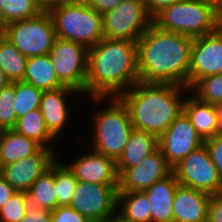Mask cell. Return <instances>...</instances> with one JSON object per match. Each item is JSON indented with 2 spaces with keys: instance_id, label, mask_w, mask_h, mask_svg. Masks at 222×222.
<instances>
[{
  "instance_id": "obj_7",
  "label": "cell",
  "mask_w": 222,
  "mask_h": 222,
  "mask_svg": "<svg viewBox=\"0 0 222 222\" xmlns=\"http://www.w3.org/2000/svg\"><path fill=\"white\" fill-rule=\"evenodd\" d=\"M4 37L27 58L46 55L56 39L52 16L43 10L36 17L9 22Z\"/></svg>"
},
{
  "instance_id": "obj_36",
  "label": "cell",
  "mask_w": 222,
  "mask_h": 222,
  "mask_svg": "<svg viewBox=\"0 0 222 222\" xmlns=\"http://www.w3.org/2000/svg\"><path fill=\"white\" fill-rule=\"evenodd\" d=\"M19 222H51V211L29 205L26 214Z\"/></svg>"
},
{
  "instance_id": "obj_14",
  "label": "cell",
  "mask_w": 222,
  "mask_h": 222,
  "mask_svg": "<svg viewBox=\"0 0 222 222\" xmlns=\"http://www.w3.org/2000/svg\"><path fill=\"white\" fill-rule=\"evenodd\" d=\"M117 170L119 173L118 192L144 191L173 172V168L159 148L139 165Z\"/></svg>"
},
{
  "instance_id": "obj_27",
  "label": "cell",
  "mask_w": 222,
  "mask_h": 222,
  "mask_svg": "<svg viewBox=\"0 0 222 222\" xmlns=\"http://www.w3.org/2000/svg\"><path fill=\"white\" fill-rule=\"evenodd\" d=\"M28 58L6 37H0V68L10 82L23 81Z\"/></svg>"
},
{
  "instance_id": "obj_31",
  "label": "cell",
  "mask_w": 222,
  "mask_h": 222,
  "mask_svg": "<svg viewBox=\"0 0 222 222\" xmlns=\"http://www.w3.org/2000/svg\"><path fill=\"white\" fill-rule=\"evenodd\" d=\"M193 95L202 102L222 104V73L200 78L191 88Z\"/></svg>"
},
{
  "instance_id": "obj_17",
  "label": "cell",
  "mask_w": 222,
  "mask_h": 222,
  "mask_svg": "<svg viewBox=\"0 0 222 222\" xmlns=\"http://www.w3.org/2000/svg\"><path fill=\"white\" fill-rule=\"evenodd\" d=\"M210 196L178 184L173 198V222H207Z\"/></svg>"
},
{
  "instance_id": "obj_21",
  "label": "cell",
  "mask_w": 222,
  "mask_h": 222,
  "mask_svg": "<svg viewBox=\"0 0 222 222\" xmlns=\"http://www.w3.org/2000/svg\"><path fill=\"white\" fill-rule=\"evenodd\" d=\"M43 146L13 129L0 132V167L15 163L38 153Z\"/></svg>"
},
{
  "instance_id": "obj_48",
  "label": "cell",
  "mask_w": 222,
  "mask_h": 222,
  "mask_svg": "<svg viewBox=\"0 0 222 222\" xmlns=\"http://www.w3.org/2000/svg\"><path fill=\"white\" fill-rule=\"evenodd\" d=\"M219 14H220L221 22H222V8L219 10Z\"/></svg>"
},
{
  "instance_id": "obj_43",
  "label": "cell",
  "mask_w": 222,
  "mask_h": 222,
  "mask_svg": "<svg viewBox=\"0 0 222 222\" xmlns=\"http://www.w3.org/2000/svg\"><path fill=\"white\" fill-rule=\"evenodd\" d=\"M36 1L44 10H47L52 3V0H34Z\"/></svg>"
},
{
  "instance_id": "obj_23",
  "label": "cell",
  "mask_w": 222,
  "mask_h": 222,
  "mask_svg": "<svg viewBox=\"0 0 222 222\" xmlns=\"http://www.w3.org/2000/svg\"><path fill=\"white\" fill-rule=\"evenodd\" d=\"M23 82L43 91L64 87L56 76L54 66L48 54L28 58Z\"/></svg>"
},
{
  "instance_id": "obj_46",
  "label": "cell",
  "mask_w": 222,
  "mask_h": 222,
  "mask_svg": "<svg viewBox=\"0 0 222 222\" xmlns=\"http://www.w3.org/2000/svg\"><path fill=\"white\" fill-rule=\"evenodd\" d=\"M102 222H122V221L118 217H115L113 219L102 221Z\"/></svg>"
},
{
  "instance_id": "obj_32",
  "label": "cell",
  "mask_w": 222,
  "mask_h": 222,
  "mask_svg": "<svg viewBox=\"0 0 222 222\" xmlns=\"http://www.w3.org/2000/svg\"><path fill=\"white\" fill-rule=\"evenodd\" d=\"M14 98L15 82L0 89V130L13 129L16 124Z\"/></svg>"
},
{
  "instance_id": "obj_2",
  "label": "cell",
  "mask_w": 222,
  "mask_h": 222,
  "mask_svg": "<svg viewBox=\"0 0 222 222\" xmlns=\"http://www.w3.org/2000/svg\"><path fill=\"white\" fill-rule=\"evenodd\" d=\"M193 38L164 31L153 23L137 41L139 81L188 88Z\"/></svg>"
},
{
  "instance_id": "obj_40",
  "label": "cell",
  "mask_w": 222,
  "mask_h": 222,
  "mask_svg": "<svg viewBox=\"0 0 222 222\" xmlns=\"http://www.w3.org/2000/svg\"><path fill=\"white\" fill-rule=\"evenodd\" d=\"M16 192L17 191L0 175V209L6 205Z\"/></svg>"
},
{
  "instance_id": "obj_24",
  "label": "cell",
  "mask_w": 222,
  "mask_h": 222,
  "mask_svg": "<svg viewBox=\"0 0 222 222\" xmlns=\"http://www.w3.org/2000/svg\"><path fill=\"white\" fill-rule=\"evenodd\" d=\"M117 210L122 222H151V206L144 191L118 192Z\"/></svg>"
},
{
  "instance_id": "obj_1",
  "label": "cell",
  "mask_w": 222,
  "mask_h": 222,
  "mask_svg": "<svg viewBox=\"0 0 222 222\" xmlns=\"http://www.w3.org/2000/svg\"><path fill=\"white\" fill-rule=\"evenodd\" d=\"M137 81V42L104 37L89 48L85 93L92 101L118 97Z\"/></svg>"
},
{
  "instance_id": "obj_16",
  "label": "cell",
  "mask_w": 222,
  "mask_h": 222,
  "mask_svg": "<svg viewBox=\"0 0 222 222\" xmlns=\"http://www.w3.org/2000/svg\"><path fill=\"white\" fill-rule=\"evenodd\" d=\"M66 165L78 181L101 185L119 184L116 160L95 151Z\"/></svg>"
},
{
  "instance_id": "obj_4",
  "label": "cell",
  "mask_w": 222,
  "mask_h": 222,
  "mask_svg": "<svg viewBox=\"0 0 222 222\" xmlns=\"http://www.w3.org/2000/svg\"><path fill=\"white\" fill-rule=\"evenodd\" d=\"M158 28L191 38L216 31L221 25L219 10L206 0H181L152 18Z\"/></svg>"
},
{
  "instance_id": "obj_11",
  "label": "cell",
  "mask_w": 222,
  "mask_h": 222,
  "mask_svg": "<svg viewBox=\"0 0 222 222\" xmlns=\"http://www.w3.org/2000/svg\"><path fill=\"white\" fill-rule=\"evenodd\" d=\"M118 185L78 181L69 206L92 222L117 217Z\"/></svg>"
},
{
  "instance_id": "obj_38",
  "label": "cell",
  "mask_w": 222,
  "mask_h": 222,
  "mask_svg": "<svg viewBox=\"0 0 222 222\" xmlns=\"http://www.w3.org/2000/svg\"><path fill=\"white\" fill-rule=\"evenodd\" d=\"M85 1L96 12L103 15L104 13L113 10L124 0H85Z\"/></svg>"
},
{
  "instance_id": "obj_20",
  "label": "cell",
  "mask_w": 222,
  "mask_h": 222,
  "mask_svg": "<svg viewBox=\"0 0 222 222\" xmlns=\"http://www.w3.org/2000/svg\"><path fill=\"white\" fill-rule=\"evenodd\" d=\"M178 184L172 172L144 190L151 206V222H173V198Z\"/></svg>"
},
{
  "instance_id": "obj_15",
  "label": "cell",
  "mask_w": 222,
  "mask_h": 222,
  "mask_svg": "<svg viewBox=\"0 0 222 222\" xmlns=\"http://www.w3.org/2000/svg\"><path fill=\"white\" fill-rule=\"evenodd\" d=\"M54 149L43 147L33 156L0 167V175L17 192H28L40 175L56 161Z\"/></svg>"
},
{
  "instance_id": "obj_8",
  "label": "cell",
  "mask_w": 222,
  "mask_h": 222,
  "mask_svg": "<svg viewBox=\"0 0 222 222\" xmlns=\"http://www.w3.org/2000/svg\"><path fill=\"white\" fill-rule=\"evenodd\" d=\"M89 49L70 40L56 38L48 55L59 81L85 94Z\"/></svg>"
},
{
  "instance_id": "obj_13",
  "label": "cell",
  "mask_w": 222,
  "mask_h": 222,
  "mask_svg": "<svg viewBox=\"0 0 222 222\" xmlns=\"http://www.w3.org/2000/svg\"><path fill=\"white\" fill-rule=\"evenodd\" d=\"M222 73V25L214 32L193 38L188 88L200 78Z\"/></svg>"
},
{
  "instance_id": "obj_34",
  "label": "cell",
  "mask_w": 222,
  "mask_h": 222,
  "mask_svg": "<svg viewBox=\"0 0 222 222\" xmlns=\"http://www.w3.org/2000/svg\"><path fill=\"white\" fill-rule=\"evenodd\" d=\"M51 222H92L89 218L79 214L71 206H58L51 210Z\"/></svg>"
},
{
  "instance_id": "obj_10",
  "label": "cell",
  "mask_w": 222,
  "mask_h": 222,
  "mask_svg": "<svg viewBox=\"0 0 222 222\" xmlns=\"http://www.w3.org/2000/svg\"><path fill=\"white\" fill-rule=\"evenodd\" d=\"M173 172L180 185L210 195L222 193V180L205 144L182 159Z\"/></svg>"
},
{
  "instance_id": "obj_29",
  "label": "cell",
  "mask_w": 222,
  "mask_h": 222,
  "mask_svg": "<svg viewBox=\"0 0 222 222\" xmlns=\"http://www.w3.org/2000/svg\"><path fill=\"white\" fill-rule=\"evenodd\" d=\"M77 182L78 180L67 165L57 160L54 162V185L57 207L70 204Z\"/></svg>"
},
{
  "instance_id": "obj_42",
  "label": "cell",
  "mask_w": 222,
  "mask_h": 222,
  "mask_svg": "<svg viewBox=\"0 0 222 222\" xmlns=\"http://www.w3.org/2000/svg\"><path fill=\"white\" fill-rule=\"evenodd\" d=\"M6 27H7V23L4 20V18L2 16V13H1V10H0V37L4 36Z\"/></svg>"
},
{
  "instance_id": "obj_37",
  "label": "cell",
  "mask_w": 222,
  "mask_h": 222,
  "mask_svg": "<svg viewBox=\"0 0 222 222\" xmlns=\"http://www.w3.org/2000/svg\"><path fill=\"white\" fill-rule=\"evenodd\" d=\"M207 222H222V193L210 196Z\"/></svg>"
},
{
  "instance_id": "obj_5",
  "label": "cell",
  "mask_w": 222,
  "mask_h": 222,
  "mask_svg": "<svg viewBox=\"0 0 222 222\" xmlns=\"http://www.w3.org/2000/svg\"><path fill=\"white\" fill-rule=\"evenodd\" d=\"M56 38L80 43L88 49L104 38L102 15L84 1L52 2Z\"/></svg>"
},
{
  "instance_id": "obj_47",
  "label": "cell",
  "mask_w": 222,
  "mask_h": 222,
  "mask_svg": "<svg viewBox=\"0 0 222 222\" xmlns=\"http://www.w3.org/2000/svg\"><path fill=\"white\" fill-rule=\"evenodd\" d=\"M70 1H84V0H52V2H70Z\"/></svg>"
},
{
  "instance_id": "obj_22",
  "label": "cell",
  "mask_w": 222,
  "mask_h": 222,
  "mask_svg": "<svg viewBox=\"0 0 222 222\" xmlns=\"http://www.w3.org/2000/svg\"><path fill=\"white\" fill-rule=\"evenodd\" d=\"M157 148L158 137L155 134L133 128L122 155L116 161L117 169H127L139 165Z\"/></svg>"
},
{
  "instance_id": "obj_33",
  "label": "cell",
  "mask_w": 222,
  "mask_h": 222,
  "mask_svg": "<svg viewBox=\"0 0 222 222\" xmlns=\"http://www.w3.org/2000/svg\"><path fill=\"white\" fill-rule=\"evenodd\" d=\"M29 199L26 192H16L0 209L2 222H19L27 212Z\"/></svg>"
},
{
  "instance_id": "obj_41",
  "label": "cell",
  "mask_w": 222,
  "mask_h": 222,
  "mask_svg": "<svg viewBox=\"0 0 222 222\" xmlns=\"http://www.w3.org/2000/svg\"><path fill=\"white\" fill-rule=\"evenodd\" d=\"M10 83H11L10 80L7 78L4 71L0 68V89L6 87Z\"/></svg>"
},
{
  "instance_id": "obj_26",
  "label": "cell",
  "mask_w": 222,
  "mask_h": 222,
  "mask_svg": "<svg viewBox=\"0 0 222 222\" xmlns=\"http://www.w3.org/2000/svg\"><path fill=\"white\" fill-rule=\"evenodd\" d=\"M29 204L34 207L54 210L57 208L54 185V163L45 173L40 175L27 192Z\"/></svg>"
},
{
  "instance_id": "obj_19",
  "label": "cell",
  "mask_w": 222,
  "mask_h": 222,
  "mask_svg": "<svg viewBox=\"0 0 222 222\" xmlns=\"http://www.w3.org/2000/svg\"><path fill=\"white\" fill-rule=\"evenodd\" d=\"M183 112L203 140L222 133L217 105L202 102L194 95H191L184 100Z\"/></svg>"
},
{
  "instance_id": "obj_18",
  "label": "cell",
  "mask_w": 222,
  "mask_h": 222,
  "mask_svg": "<svg viewBox=\"0 0 222 222\" xmlns=\"http://www.w3.org/2000/svg\"><path fill=\"white\" fill-rule=\"evenodd\" d=\"M79 92L64 86L55 90L43 91L40 101V111L44 117L46 128L56 138L64 130L71 112L67 106L66 97Z\"/></svg>"
},
{
  "instance_id": "obj_45",
  "label": "cell",
  "mask_w": 222,
  "mask_h": 222,
  "mask_svg": "<svg viewBox=\"0 0 222 222\" xmlns=\"http://www.w3.org/2000/svg\"><path fill=\"white\" fill-rule=\"evenodd\" d=\"M218 111H219L220 127H221V130H222V104L218 106Z\"/></svg>"
},
{
  "instance_id": "obj_30",
  "label": "cell",
  "mask_w": 222,
  "mask_h": 222,
  "mask_svg": "<svg viewBox=\"0 0 222 222\" xmlns=\"http://www.w3.org/2000/svg\"><path fill=\"white\" fill-rule=\"evenodd\" d=\"M0 10L6 23L36 17L44 9L34 0H0Z\"/></svg>"
},
{
  "instance_id": "obj_28",
  "label": "cell",
  "mask_w": 222,
  "mask_h": 222,
  "mask_svg": "<svg viewBox=\"0 0 222 222\" xmlns=\"http://www.w3.org/2000/svg\"><path fill=\"white\" fill-rule=\"evenodd\" d=\"M43 90L23 81L15 82L14 110L19 119L28 112L38 109Z\"/></svg>"
},
{
  "instance_id": "obj_12",
  "label": "cell",
  "mask_w": 222,
  "mask_h": 222,
  "mask_svg": "<svg viewBox=\"0 0 222 222\" xmlns=\"http://www.w3.org/2000/svg\"><path fill=\"white\" fill-rule=\"evenodd\" d=\"M203 144L204 140L183 111L158 137V148L172 168Z\"/></svg>"
},
{
  "instance_id": "obj_39",
  "label": "cell",
  "mask_w": 222,
  "mask_h": 222,
  "mask_svg": "<svg viewBox=\"0 0 222 222\" xmlns=\"http://www.w3.org/2000/svg\"><path fill=\"white\" fill-rule=\"evenodd\" d=\"M181 0H143L148 14L153 18L165 7H168Z\"/></svg>"
},
{
  "instance_id": "obj_6",
  "label": "cell",
  "mask_w": 222,
  "mask_h": 222,
  "mask_svg": "<svg viewBox=\"0 0 222 222\" xmlns=\"http://www.w3.org/2000/svg\"><path fill=\"white\" fill-rule=\"evenodd\" d=\"M110 105L99 110L94 118L93 151L113 158L122 155L133 130L129 112L118 97H111Z\"/></svg>"
},
{
  "instance_id": "obj_3",
  "label": "cell",
  "mask_w": 222,
  "mask_h": 222,
  "mask_svg": "<svg viewBox=\"0 0 222 222\" xmlns=\"http://www.w3.org/2000/svg\"><path fill=\"white\" fill-rule=\"evenodd\" d=\"M186 89L190 90L182 85L137 81L118 98L126 106L134 129L159 137L183 111L186 97L180 94Z\"/></svg>"
},
{
  "instance_id": "obj_35",
  "label": "cell",
  "mask_w": 222,
  "mask_h": 222,
  "mask_svg": "<svg viewBox=\"0 0 222 222\" xmlns=\"http://www.w3.org/2000/svg\"><path fill=\"white\" fill-rule=\"evenodd\" d=\"M204 144L222 180V133L204 140Z\"/></svg>"
},
{
  "instance_id": "obj_44",
  "label": "cell",
  "mask_w": 222,
  "mask_h": 222,
  "mask_svg": "<svg viewBox=\"0 0 222 222\" xmlns=\"http://www.w3.org/2000/svg\"><path fill=\"white\" fill-rule=\"evenodd\" d=\"M206 1L214 5L218 10L222 8V0H206Z\"/></svg>"
},
{
  "instance_id": "obj_25",
  "label": "cell",
  "mask_w": 222,
  "mask_h": 222,
  "mask_svg": "<svg viewBox=\"0 0 222 222\" xmlns=\"http://www.w3.org/2000/svg\"><path fill=\"white\" fill-rule=\"evenodd\" d=\"M13 130L27 138L34 139L46 148H52L47 144L50 145V142L52 143L56 139L46 128L44 117L39 108L17 119Z\"/></svg>"
},
{
  "instance_id": "obj_9",
  "label": "cell",
  "mask_w": 222,
  "mask_h": 222,
  "mask_svg": "<svg viewBox=\"0 0 222 222\" xmlns=\"http://www.w3.org/2000/svg\"><path fill=\"white\" fill-rule=\"evenodd\" d=\"M103 34L109 39L137 42L152 24L143 0H124L102 15Z\"/></svg>"
}]
</instances>
